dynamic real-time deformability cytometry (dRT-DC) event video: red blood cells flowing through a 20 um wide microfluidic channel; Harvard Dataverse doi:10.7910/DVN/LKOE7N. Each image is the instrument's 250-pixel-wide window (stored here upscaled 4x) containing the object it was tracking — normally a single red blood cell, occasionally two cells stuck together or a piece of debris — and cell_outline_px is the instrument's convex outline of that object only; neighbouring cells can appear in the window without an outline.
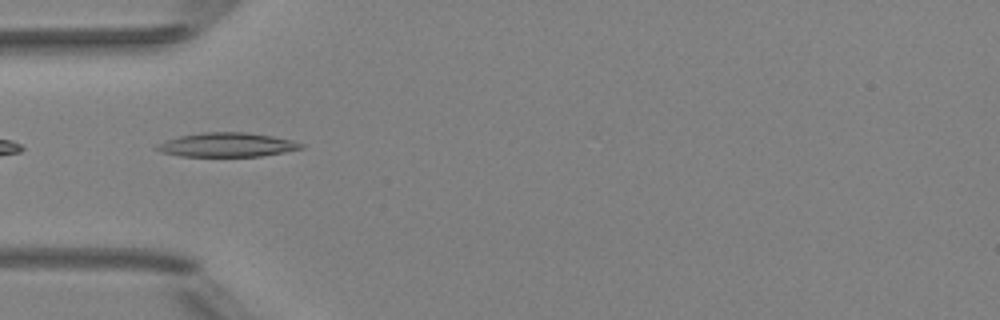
{"species": "Egyptian fruit bat (a non-hibernating species)", "species_latin": "Rousettus aegyptiacus", "temperature_condition": "room temperature", "stored_images_in_passage": 1, "camera_frame_rate_fps": 3000, "um_per_image_px": 0.085, "animal": {"sex": "female"}, "frame": {"image": 1, "passage_image": 1, "time_ms": 0.0, "image_size_px": [1000, 320], "cell_outline_px": [[304, 148], [284, 152], [260, 156], [180, 156], [160, 152], [152, 148], [156, 144], [164, 140], [180, 136], [200, 132], [248, 132], [272, 136], [292, 140], [304, 144]], "centroid_in_image_um": [19.25, 12.3], "position_along_channel_um": 65.8, "area_um2": 20.46}}